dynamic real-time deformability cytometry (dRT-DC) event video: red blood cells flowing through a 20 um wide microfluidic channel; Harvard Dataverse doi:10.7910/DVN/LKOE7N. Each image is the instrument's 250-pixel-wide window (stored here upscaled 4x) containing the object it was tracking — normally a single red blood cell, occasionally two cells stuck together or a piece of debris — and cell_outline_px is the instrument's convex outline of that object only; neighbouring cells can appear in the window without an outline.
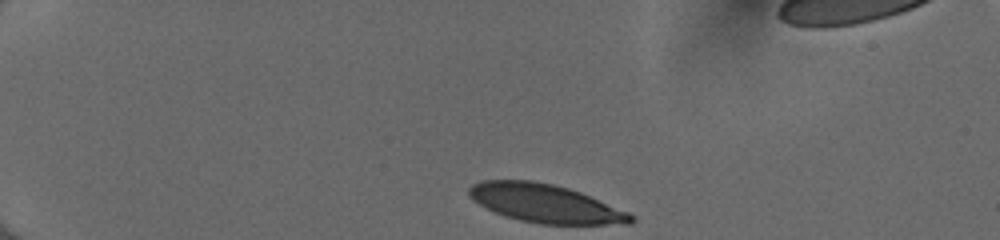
{"species": "human", "species_latin": "Homo sapiens", "temperature_condition": "cold", "stored_images_in_passage": 37, "camera_frame_rate_fps": 3000, "um_per_image_px": 0.085, "donor": {"sex": "female"}, "frame": {"image": 1, "passage_image": 1, "time_ms": 0.0, "image_size_px": [1000, 240], "cell_outline_px": [[636, 220], [632, 224], [540, 224], [520, 220], [504, 216], [472, 200], [468, 196], [468, 188], [472, 184], [480, 180], [532, 180], [552, 184], [568, 188], [580, 192], [628, 212], [636, 216]], "centroid_in_image_um": [46.35, 17.29], "position_along_channel_um": 38.7, "area_um2": 36.18}}
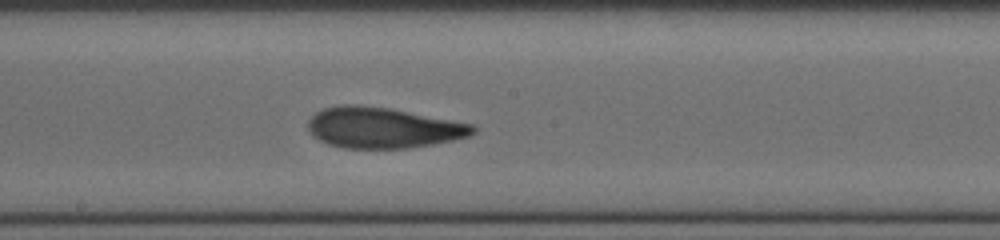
{"frame": {"image": 2, "passage_image": 20, "time_ms": 6.333, "image_size_px": [1000, 240], "cell_outline_px": [[476, 132], [472, 136], [432, 144], [408, 148], [344, 148], [328, 144], [312, 136], [308, 132], [308, 120], [316, 112], [324, 108], [344, 104], [352, 104], [388, 108], [472, 124], [476, 128]], "centroid_in_image_um": [32.52, 10.86], "position_along_channel_um": 215.7, "area_um2": 39.02}}
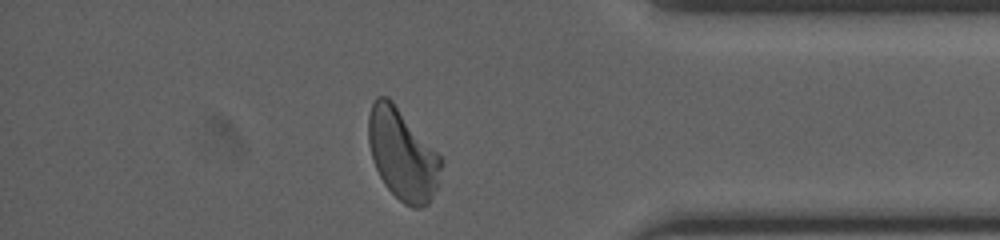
{"frame": {"image": 3, "passage_image": 35, "time_ms": 11.333, "image_size_px": [1000, 240], "cell_outline_px": [[444, 164], [440, 184], [428, 204], [420, 208], [412, 208], [404, 204], [384, 184], [376, 168], [372, 156], [368, 140], [368, 116], [372, 104], [376, 96], [388, 96], [392, 100], [444, 160]], "centroid_in_image_um": [34.24, 13.15], "position_along_channel_um": 401.0, "area_um2": 38.78}, "authors_computed_cell_mechanics": {"area_um2": 38.6104, "velocity_mm_per_s": 4.0205, "shape_relaxation_time_tau1_ms": 3.9049, "shape_relaxation_time_tau2_ms": 1.608, "deformation_change_tau1": 0.1854, "deformation_change_tau2": 0.0965}}